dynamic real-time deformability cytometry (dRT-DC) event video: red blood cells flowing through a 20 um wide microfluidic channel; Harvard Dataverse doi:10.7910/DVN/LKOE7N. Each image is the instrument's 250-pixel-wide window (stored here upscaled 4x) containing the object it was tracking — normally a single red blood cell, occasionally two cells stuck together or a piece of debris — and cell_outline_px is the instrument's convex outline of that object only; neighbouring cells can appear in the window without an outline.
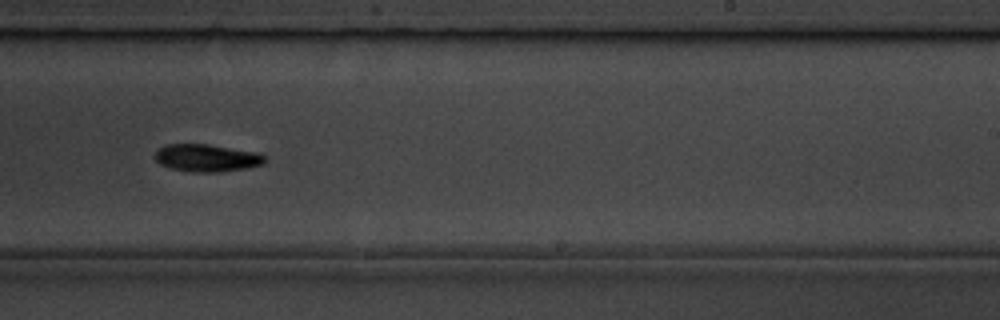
{"species": "common noctule bat (a hibernating species)", "species_latin": "Nyctalus noctula", "temperature_condition": "room temperature", "stored_images_in_passage": 15, "camera_frame_rate_fps": 3000, "um_per_image_px": 0.085, "animal": {"sex": "male", "body_mass_g": 19.5, "forearm_length_mm": 54.6}, "frame": {"image": 1, "passage_image": 9, "time_ms": 9.0, "image_size_px": [1000, 320], "cell_outline_px": [[264, 164], [248, 168], [220, 172], [192, 172], [172, 168], [160, 164], [156, 160], [156, 152], [164, 144], [208, 144], [256, 152], [264, 156]], "centroid_in_image_um": [17.58, 13.42], "position_along_channel_um": 271.4, "area_um2": 17.46}, "authors_computed_cell_mechanics": {"area_um2": 17.8024, "velocity_mm_per_s": 3.816, "shape_relaxation_time_tau1_ms": 2.6348, "shape_relaxation_time_tau2_ms": null, "deformation_change_tau1": 0.1011, "deformation_change_tau2": null}}